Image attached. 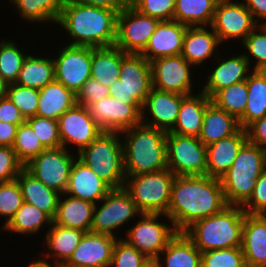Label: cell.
I'll return each mask as SVG.
<instances>
[{
  "mask_svg": "<svg viewBox=\"0 0 266 267\" xmlns=\"http://www.w3.org/2000/svg\"><path fill=\"white\" fill-rule=\"evenodd\" d=\"M228 206L221 180L207 175L176 176L165 214L177 232L194 222L221 212Z\"/></svg>",
  "mask_w": 266,
  "mask_h": 267,
  "instance_id": "cell-1",
  "label": "cell"
},
{
  "mask_svg": "<svg viewBox=\"0 0 266 267\" xmlns=\"http://www.w3.org/2000/svg\"><path fill=\"white\" fill-rule=\"evenodd\" d=\"M117 15L110 9L68 0L56 24L70 35L68 45L110 47L117 39Z\"/></svg>",
  "mask_w": 266,
  "mask_h": 267,
  "instance_id": "cell-2",
  "label": "cell"
},
{
  "mask_svg": "<svg viewBox=\"0 0 266 267\" xmlns=\"http://www.w3.org/2000/svg\"><path fill=\"white\" fill-rule=\"evenodd\" d=\"M120 135L123 136L126 176L167 168V132L140 123L120 132Z\"/></svg>",
  "mask_w": 266,
  "mask_h": 267,
  "instance_id": "cell-3",
  "label": "cell"
},
{
  "mask_svg": "<svg viewBox=\"0 0 266 267\" xmlns=\"http://www.w3.org/2000/svg\"><path fill=\"white\" fill-rule=\"evenodd\" d=\"M245 211L240 205H228L221 212L200 219L184 234L201 251L241 247Z\"/></svg>",
  "mask_w": 266,
  "mask_h": 267,
  "instance_id": "cell-4",
  "label": "cell"
},
{
  "mask_svg": "<svg viewBox=\"0 0 266 267\" xmlns=\"http://www.w3.org/2000/svg\"><path fill=\"white\" fill-rule=\"evenodd\" d=\"M266 169V149L249 142L240 148L231 168L220 178L228 205L242 206Z\"/></svg>",
  "mask_w": 266,
  "mask_h": 267,
  "instance_id": "cell-5",
  "label": "cell"
},
{
  "mask_svg": "<svg viewBox=\"0 0 266 267\" xmlns=\"http://www.w3.org/2000/svg\"><path fill=\"white\" fill-rule=\"evenodd\" d=\"M120 136V132L102 131L77 155L111 189L123 188L126 178Z\"/></svg>",
  "mask_w": 266,
  "mask_h": 267,
  "instance_id": "cell-6",
  "label": "cell"
},
{
  "mask_svg": "<svg viewBox=\"0 0 266 267\" xmlns=\"http://www.w3.org/2000/svg\"><path fill=\"white\" fill-rule=\"evenodd\" d=\"M175 177L168 168L126 176L123 188L141 213L166 214Z\"/></svg>",
  "mask_w": 266,
  "mask_h": 267,
  "instance_id": "cell-7",
  "label": "cell"
},
{
  "mask_svg": "<svg viewBox=\"0 0 266 267\" xmlns=\"http://www.w3.org/2000/svg\"><path fill=\"white\" fill-rule=\"evenodd\" d=\"M151 88L150 62L141 54L127 53L121 60L119 79L109 87V95L122 102L143 106Z\"/></svg>",
  "mask_w": 266,
  "mask_h": 267,
  "instance_id": "cell-8",
  "label": "cell"
},
{
  "mask_svg": "<svg viewBox=\"0 0 266 267\" xmlns=\"http://www.w3.org/2000/svg\"><path fill=\"white\" fill-rule=\"evenodd\" d=\"M140 216H138L140 219L127 229L125 238L123 236L122 238L148 259H156L177 234V230L165 214L142 213ZM162 216L166 217L171 224L163 222L160 219Z\"/></svg>",
  "mask_w": 266,
  "mask_h": 267,
  "instance_id": "cell-9",
  "label": "cell"
},
{
  "mask_svg": "<svg viewBox=\"0 0 266 267\" xmlns=\"http://www.w3.org/2000/svg\"><path fill=\"white\" fill-rule=\"evenodd\" d=\"M167 168L175 176L206 175V146L195 136L167 132Z\"/></svg>",
  "mask_w": 266,
  "mask_h": 267,
  "instance_id": "cell-10",
  "label": "cell"
},
{
  "mask_svg": "<svg viewBox=\"0 0 266 267\" xmlns=\"http://www.w3.org/2000/svg\"><path fill=\"white\" fill-rule=\"evenodd\" d=\"M99 203L94 208L91 227V232L94 233L116 237L117 229L125 224L127 226L131 219L142 214L124 188L111 189Z\"/></svg>",
  "mask_w": 266,
  "mask_h": 267,
  "instance_id": "cell-11",
  "label": "cell"
},
{
  "mask_svg": "<svg viewBox=\"0 0 266 267\" xmlns=\"http://www.w3.org/2000/svg\"><path fill=\"white\" fill-rule=\"evenodd\" d=\"M64 147L46 149L32 158L24 168L45 186L64 194L76 156ZM71 153V154H70Z\"/></svg>",
  "mask_w": 266,
  "mask_h": 267,
  "instance_id": "cell-12",
  "label": "cell"
},
{
  "mask_svg": "<svg viewBox=\"0 0 266 267\" xmlns=\"http://www.w3.org/2000/svg\"><path fill=\"white\" fill-rule=\"evenodd\" d=\"M161 20L150 17L132 6L117 15L115 46L124 53L141 54Z\"/></svg>",
  "mask_w": 266,
  "mask_h": 267,
  "instance_id": "cell-13",
  "label": "cell"
},
{
  "mask_svg": "<svg viewBox=\"0 0 266 267\" xmlns=\"http://www.w3.org/2000/svg\"><path fill=\"white\" fill-rule=\"evenodd\" d=\"M58 51L53 57L55 80L77 94L91 78L92 47L67 44Z\"/></svg>",
  "mask_w": 266,
  "mask_h": 267,
  "instance_id": "cell-14",
  "label": "cell"
},
{
  "mask_svg": "<svg viewBox=\"0 0 266 267\" xmlns=\"http://www.w3.org/2000/svg\"><path fill=\"white\" fill-rule=\"evenodd\" d=\"M257 25L243 1L218 0L211 27L221 44L238 39L243 42Z\"/></svg>",
  "mask_w": 266,
  "mask_h": 267,
  "instance_id": "cell-15",
  "label": "cell"
},
{
  "mask_svg": "<svg viewBox=\"0 0 266 267\" xmlns=\"http://www.w3.org/2000/svg\"><path fill=\"white\" fill-rule=\"evenodd\" d=\"M140 103H126L112 96L86 106L95 123L103 130L122 132L141 123Z\"/></svg>",
  "mask_w": 266,
  "mask_h": 267,
  "instance_id": "cell-16",
  "label": "cell"
},
{
  "mask_svg": "<svg viewBox=\"0 0 266 267\" xmlns=\"http://www.w3.org/2000/svg\"><path fill=\"white\" fill-rule=\"evenodd\" d=\"M152 87L181 95H192L191 67L181 55L161 57L150 61Z\"/></svg>",
  "mask_w": 266,
  "mask_h": 267,
  "instance_id": "cell-17",
  "label": "cell"
},
{
  "mask_svg": "<svg viewBox=\"0 0 266 267\" xmlns=\"http://www.w3.org/2000/svg\"><path fill=\"white\" fill-rule=\"evenodd\" d=\"M58 129L62 147L68 149L73 144L77 154L103 131L92 119L88 109L77 104L58 118Z\"/></svg>",
  "mask_w": 266,
  "mask_h": 267,
  "instance_id": "cell-18",
  "label": "cell"
},
{
  "mask_svg": "<svg viewBox=\"0 0 266 267\" xmlns=\"http://www.w3.org/2000/svg\"><path fill=\"white\" fill-rule=\"evenodd\" d=\"M185 97L186 95L152 87L141 110V123L170 132L175 126L181 102Z\"/></svg>",
  "mask_w": 266,
  "mask_h": 267,
  "instance_id": "cell-19",
  "label": "cell"
},
{
  "mask_svg": "<svg viewBox=\"0 0 266 267\" xmlns=\"http://www.w3.org/2000/svg\"><path fill=\"white\" fill-rule=\"evenodd\" d=\"M117 237L86 232L69 260L62 267H98L110 265Z\"/></svg>",
  "mask_w": 266,
  "mask_h": 267,
  "instance_id": "cell-20",
  "label": "cell"
},
{
  "mask_svg": "<svg viewBox=\"0 0 266 267\" xmlns=\"http://www.w3.org/2000/svg\"><path fill=\"white\" fill-rule=\"evenodd\" d=\"M187 28V25L175 20L160 21L141 55L149 62L161 57L181 55Z\"/></svg>",
  "mask_w": 266,
  "mask_h": 267,
  "instance_id": "cell-21",
  "label": "cell"
},
{
  "mask_svg": "<svg viewBox=\"0 0 266 267\" xmlns=\"http://www.w3.org/2000/svg\"><path fill=\"white\" fill-rule=\"evenodd\" d=\"M214 60L217 61L215 68L210 72L206 79L204 87L200 90L210 99L219 91L234 83L247 80L250 75V64L244 54L232 55L222 60L221 55ZM220 62V63H219Z\"/></svg>",
  "mask_w": 266,
  "mask_h": 267,
  "instance_id": "cell-22",
  "label": "cell"
},
{
  "mask_svg": "<svg viewBox=\"0 0 266 267\" xmlns=\"http://www.w3.org/2000/svg\"><path fill=\"white\" fill-rule=\"evenodd\" d=\"M221 45L211 26H188L181 56L197 69L196 65L202 66V63L210 58L214 60L220 55L221 52H218L217 49Z\"/></svg>",
  "mask_w": 266,
  "mask_h": 267,
  "instance_id": "cell-23",
  "label": "cell"
},
{
  "mask_svg": "<svg viewBox=\"0 0 266 267\" xmlns=\"http://www.w3.org/2000/svg\"><path fill=\"white\" fill-rule=\"evenodd\" d=\"M111 188L78 157L75 159L64 194L99 204Z\"/></svg>",
  "mask_w": 266,
  "mask_h": 267,
  "instance_id": "cell-24",
  "label": "cell"
},
{
  "mask_svg": "<svg viewBox=\"0 0 266 267\" xmlns=\"http://www.w3.org/2000/svg\"><path fill=\"white\" fill-rule=\"evenodd\" d=\"M246 129L206 146V175L220 179L232 166L240 148L247 141Z\"/></svg>",
  "mask_w": 266,
  "mask_h": 267,
  "instance_id": "cell-25",
  "label": "cell"
},
{
  "mask_svg": "<svg viewBox=\"0 0 266 267\" xmlns=\"http://www.w3.org/2000/svg\"><path fill=\"white\" fill-rule=\"evenodd\" d=\"M85 231L74 228L58 226L52 222L51 227L45 233L47 251L43 258H37L40 262L62 267L71 257L72 253L85 235ZM50 259L47 261V259ZM54 259L53 262L50 260ZM50 261V263H49Z\"/></svg>",
  "mask_w": 266,
  "mask_h": 267,
  "instance_id": "cell-26",
  "label": "cell"
},
{
  "mask_svg": "<svg viewBox=\"0 0 266 267\" xmlns=\"http://www.w3.org/2000/svg\"><path fill=\"white\" fill-rule=\"evenodd\" d=\"M246 267H266V219L245 213L242 244Z\"/></svg>",
  "mask_w": 266,
  "mask_h": 267,
  "instance_id": "cell-27",
  "label": "cell"
},
{
  "mask_svg": "<svg viewBox=\"0 0 266 267\" xmlns=\"http://www.w3.org/2000/svg\"><path fill=\"white\" fill-rule=\"evenodd\" d=\"M61 197L53 223L58 226L91 232L95 204L69 195L66 196V194H61Z\"/></svg>",
  "mask_w": 266,
  "mask_h": 267,
  "instance_id": "cell-28",
  "label": "cell"
},
{
  "mask_svg": "<svg viewBox=\"0 0 266 267\" xmlns=\"http://www.w3.org/2000/svg\"><path fill=\"white\" fill-rule=\"evenodd\" d=\"M16 179L22 190L23 202L34 205L53 220L61 194L45 186L25 168L20 171Z\"/></svg>",
  "mask_w": 266,
  "mask_h": 267,
  "instance_id": "cell-29",
  "label": "cell"
},
{
  "mask_svg": "<svg viewBox=\"0 0 266 267\" xmlns=\"http://www.w3.org/2000/svg\"><path fill=\"white\" fill-rule=\"evenodd\" d=\"M211 99L200 91L186 96L182 102L175 126L170 131L182 136L199 137L203 124L204 111Z\"/></svg>",
  "mask_w": 266,
  "mask_h": 267,
  "instance_id": "cell-30",
  "label": "cell"
},
{
  "mask_svg": "<svg viewBox=\"0 0 266 267\" xmlns=\"http://www.w3.org/2000/svg\"><path fill=\"white\" fill-rule=\"evenodd\" d=\"M239 120L210 102L203 116L199 139L205 146L235 134L240 129Z\"/></svg>",
  "mask_w": 266,
  "mask_h": 267,
  "instance_id": "cell-31",
  "label": "cell"
},
{
  "mask_svg": "<svg viewBox=\"0 0 266 267\" xmlns=\"http://www.w3.org/2000/svg\"><path fill=\"white\" fill-rule=\"evenodd\" d=\"M76 104V94L57 80H54L39 90L36 115L58 120L63 113Z\"/></svg>",
  "mask_w": 266,
  "mask_h": 267,
  "instance_id": "cell-32",
  "label": "cell"
},
{
  "mask_svg": "<svg viewBox=\"0 0 266 267\" xmlns=\"http://www.w3.org/2000/svg\"><path fill=\"white\" fill-rule=\"evenodd\" d=\"M201 253L184 232H177L156 260L160 267H201Z\"/></svg>",
  "mask_w": 266,
  "mask_h": 267,
  "instance_id": "cell-33",
  "label": "cell"
},
{
  "mask_svg": "<svg viewBox=\"0 0 266 267\" xmlns=\"http://www.w3.org/2000/svg\"><path fill=\"white\" fill-rule=\"evenodd\" d=\"M251 71L246 80L248 100L244 114L238 119L243 129L266 115V71Z\"/></svg>",
  "mask_w": 266,
  "mask_h": 267,
  "instance_id": "cell-34",
  "label": "cell"
},
{
  "mask_svg": "<svg viewBox=\"0 0 266 267\" xmlns=\"http://www.w3.org/2000/svg\"><path fill=\"white\" fill-rule=\"evenodd\" d=\"M124 53L116 46L92 48L91 78L110 87L120 76Z\"/></svg>",
  "mask_w": 266,
  "mask_h": 267,
  "instance_id": "cell-35",
  "label": "cell"
},
{
  "mask_svg": "<svg viewBox=\"0 0 266 267\" xmlns=\"http://www.w3.org/2000/svg\"><path fill=\"white\" fill-rule=\"evenodd\" d=\"M55 80L53 58L29 55L24 59L16 84L40 90Z\"/></svg>",
  "mask_w": 266,
  "mask_h": 267,
  "instance_id": "cell-36",
  "label": "cell"
},
{
  "mask_svg": "<svg viewBox=\"0 0 266 267\" xmlns=\"http://www.w3.org/2000/svg\"><path fill=\"white\" fill-rule=\"evenodd\" d=\"M218 0H176L173 20L187 26H211Z\"/></svg>",
  "mask_w": 266,
  "mask_h": 267,
  "instance_id": "cell-37",
  "label": "cell"
},
{
  "mask_svg": "<svg viewBox=\"0 0 266 267\" xmlns=\"http://www.w3.org/2000/svg\"><path fill=\"white\" fill-rule=\"evenodd\" d=\"M53 220L39 208L32 204L23 202L10 221L2 228L5 232L19 235L39 234L41 227H51ZM48 225V226H47Z\"/></svg>",
  "mask_w": 266,
  "mask_h": 267,
  "instance_id": "cell-38",
  "label": "cell"
},
{
  "mask_svg": "<svg viewBox=\"0 0 266 267\" xmlns=\"http://www.w3.org/2000/svg\"><path fill=\"white\" fill-rule=\"evenodd\" d=\"M68 0H10L26 21L56 24ZM48 21V22H47Z\"/></svg>",
  "mask_w": 266,
  "mask_h": 267,
  "instance_id": "cell-39",
  "label": "cell"
},
{
  "mask_svg": "<svg viewBox=\"0 0 266 267\" xmlns=\"http://www.w3.org/2000/svg\"><path fill=\"white\" fill-rule=\"evenodd\" d=\"M248 100V88L246 80L234 83L222 90H219L212 98L217 107L223 109L228 114L239 119L245 111Z\"/></svg>",
  "mask_w": 266,
  "mask_h": 267,
  "instance_id": "cell-40",
  "label": "cell"
},
{
  "mask_svg": "<svg viewBox=\"0 0 266 267\" xmlns=\"http://www.w3.org/2000/svg\"><path fill=\"white\" fill-rule=\"evenodd\" d=\"M17 45L9 38L0 41V76L9 84L17 81L24 59L28 56Z\"/></svg>",
  "mask_w": 266,
  "mask_h": 267,
  "instance_id": "cell-41",
  "label": "cell"
},
{
  "mask_svg": "<svg viewBox=\"0 0 266 267\" xmlns=\"http://www.w3.org/2000/svg\"><path fill=\"white\" fill-rule=\"evenodd\" d=\"M12 149L23 165H26L32 158L46 150L26 121L18 125Z\"/></svg>",
  "mask_w": 266,
  "mask_h": 267,
  "instance_id": "cell-42",
  "label": "cell"
},
{
  "mask_svg": "<svg viewBox=\"0 0 266 267\" xmlns=\"http://www.w3.org/2000/svg\"><path fill=\"white\" fill-rule=\"evenodd\" d=\"M241 43L246 49V53L243 54L252 66V70L266 71V25H257ZM252 58L256 59L254 67L251 65Z\"/></svg>",
  "mask_w": 266,
  "mask_h": 267,
  "instance_id": "cell-43",
  "label": "cell"
},
{
  "mask_svg": "<svg viewBox=\"0 0 266 267\" xmlns=\"http://www.w3.org/2000/svg\"><path fill=\"white\" fill-rule=\"evenodd\" d=\"M7 97L20 110L25 120L36 116L39 90L11 83L8 86Z\"/></svg>",
  "mask_w": 266,
  "mask_h": 267,
  "instance_id": "cell-44",
  "label": "cell"
},
{
  "mask_svg": "<svg viewBox=\"0 0 266 267\" xmlns=\"http://www.w3.org/2000/svg\"><path fill=\"white\" fill-rule=\"evenodd\" d=\"M201 267H246L241 247L204 251Z\"/></svg>",
  "mask_w": 266,
  "mask_h": 267,
  "instance_id": "cell-45",
  "label": "cell"
},
{
  "mask_svg": "<svg viewBox=\"0 0 266 267\" xmlns=\"http://www.w3.org/2000/svg\"><path fill=\"white\" fill-rule=\"evenodd\" d=\"M23 203L21 187L17 179L0 183V217L6 225Z\"/></svg>",
  "mask_w": 266,
  "mask_h": 267,
  "instance_id": "cell-46",
  "label": "cell"
},
{
  "mask_svg": "<svg viewBox=\"0 0 266 267\" xmlns=\"http://www.w3.org/2000/svg\"><path fill=\"white\" fill-rule=\"evenodd\" d=\"M26 122L31 126L46 149L62 147L59 137L58 120L36 115L26 119Z\"/></svg>",
  "mask_w": 266,
  "mask_h": 267,
  "instance_id": "cell-47",
  "label": "cell"
},
{
  "mask_svg": "<svg viewBox=\"0 0 266 267\" xmlns=\"http://www.w3.org/2000/svg\"><path fill=\"white\" fill-rule=\"evenodd\" d=\"M149 259L126 240L117 239L111 259V267H141Z\"/></svg>",
  "mask_w": 266,
  "mask_h": 267,
  "instance_id": "cell-48",
  "label": "cell"
},
{
  "mask_svg": "<svg viewBox=\"0 0 266 267\" xmlns=\"http://www.w3.org/2000/svg\"><path fill=\"white\" fill-rule=\"evenodd\" d=\"M176 0H131V6L141 13L161 21L173 20Z\"/></svg>",
  "mask_w": 266,
  "mask_h": 267,
  "instance_id": "cell-49",
  "label": "cell"
},
{
  "mask_svg": "<svg viewBox=\"0 0 266 267\" xmlns=\"http://www.w3.org/2000/svg\"><path fill=\"white\" fill-rule=\"evenodd\" d=\"M23 168L12 147L0 146V183L15 180Z\"/></svg>",
  "mask_w": 266,
  "mask_h": 267,
  "instance_id": "cell-50",
  "label": "cell"
},
{
  "mask_svg": "<svg viewBox=\"0 0 266 267\" xmlns=\"http://www.w3.org/2000/svg\"><path fill=\"white\" fill-rule=\"evenodd\" d=\"M242 209L251 215H261L266 210V169L259 175L253 193Z\"/></svg>",
  "mask_w": 266,
  "mask_h": 267,
  "instance_id": "cell-51",
  "label": "cell"
},
{
  "mask_svg": "<svg viewBox=\"0 0 266 267\" xmlns=\"http://www.w3.org/2000/svg\"><path fill=\"white\" fill-rule=\"evenodd\" d=\"M107 96H109V87L102 85L93 78H89L76 94V102L77 105L86 107Z\"/></svg>",
  "mask_w": 266,
  "mask_h": 267,
  "instance_id": "cell-52",
  "label": "cell"
},
{
  "mask_svg": "<svg viewBox=\"0 0 266 267\" xmlns=\"http://www.w3.org/2000/svg\"><path fill=\"white\" fill-rule=\"evenodd\" d=\"M0 121L20 125L26 120L12 101L5 97L0 100Z\"/></svg>",
  "mask_w": 266,
  "mask_h": 267,
  "instance_id": "cell-53",
  "label": "cell"
},
{
  "mask_svg": "<svg viewBox=\"0 0 266 267\" xmlns=\"http://www.w3.org/2000/svg\"><path fill=\"white\" fill-rule=\"evenodd\" d=\"M246 132L249 142L266 149V115L251 123Z\"/></svg>",
  "mask_w": 266,
  "mask_h": 267,
  "instance_id": "cell-54",
  "label": "cell"
},
{
  "mask_svg": "<svg viewBox=\"0 0 266 267\" xmlns=\"http://www.w3.org/2000/svg\"><path fill=\"white\" fill-rule=\"evenodd\" d=\"M87 6L110 9L118 14L131 6V0H71Z\"/></svg>",
  "mask_w": 266,
  "mask_h": 267,
  "instance_id": "cell-55",
  "label": "cell"
},
{
  "mask_svg": "<svg viewBox=\"0 0 266 267\" xmlns=\"http://www.w3.org/2000/svg\"><path fill=\"white\" fill-rule=\"evenodd\" d=\"M258 25H266V0H242Z\"/></svg>",
  "mask_w": 266,
  "mask_h": 267,
  "instance_id": "cell-56",
  "label": "cell"
},
{
  "mask_svg": "<svg viewBox=\"0 0 266 267\" xmlns=\"http://www.w3.org/2000/svg\"><path fill=\"white\" fill-rule=\"evenodd\" d=\"M17 127V124L0 121V146L12 147Z\"/></svg>",
  "mask_w": 266,
  "mask_h": 267,
  "instance_id": "cell-57",
  "label": "cell"
},
{
  "mask_svg": "<svg viewBox=\"0 0 266 267\" xmlns=\"http://www.w3.org/2000/svg\"><path fill=\"white\" fill-rule=\"evenodd\" d=\"M9 83H7L1 76H0V100L2 98L7 97V90H8Z\"/></svg>",
  "mask_w": 266,
  "mask_h": 267,
  "instance_id": "cell-58",
  "label": "cell"
},
{
  "mask_svg": "<svg viewBox=\"0 0 266 267\" xmlns=\"http://www.w3.org/2000/svg\"><path fill=\"white\" fill-rule=\"evenodd\" d=\"M27 267H58V266H53L51 264H46V263L40 262L39 260H36V261L30 262Z\"/></svg>",
  "mask_w": 266,
  "mask_h": 267,
  "instance_id": "cell-59",
  "label": "cell"
},
{
  "mask_svg": "<svg viewBox=\"0 0 266 267\" xmlns=\"http://www.w3.org/2000/svg\"><path fill=\"white\" fill-rule=\"evenodd\" d=\"M141 267H160L156 259H149Z\"/></svg>",
  "mask_w": 266,
  "mask_h": 267,
  "instance_id": "cell-60",
  "label": "cell"
},
{
  "mask_svg": "<svg viewBox=\"0 0 266 267\" xmlns=\"http://www.w3.org/2000/svg\"><path fill=\"white\" fill-rule=\"evenodd\" d=\"M261 215L266 219V210Z\"/></svg>",
  "mask_w": 266,
  "mask_h": 267,
  "instance_id": "cell-61",
  "label": "cell"
},
{
  "mask_svg": "<svg viewBox=\"0 0 266 267\" xmlns=\"http://www.w3.org/2000/svg\"><path fill=\"white\" fill-rule=\"evenodd\" d=\"M98 267H111L110 265H103V266H98Z\"/></svg>",
  "mask_w": 266,
  "mask_h": 267,
  "instance_id": "cell-62",
  "label": "cell"
}]
</instances>
